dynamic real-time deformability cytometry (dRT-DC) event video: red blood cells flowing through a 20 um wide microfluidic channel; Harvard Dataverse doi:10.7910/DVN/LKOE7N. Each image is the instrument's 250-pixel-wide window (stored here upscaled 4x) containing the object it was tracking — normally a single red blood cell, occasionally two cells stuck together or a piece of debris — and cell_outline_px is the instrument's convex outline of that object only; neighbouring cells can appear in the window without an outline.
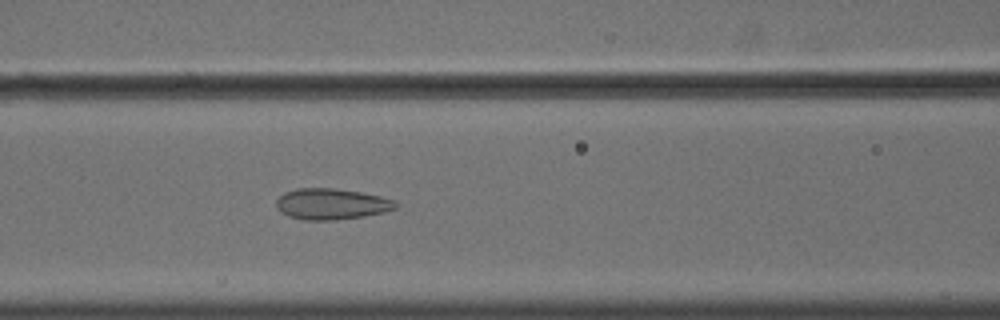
{"species": "common noctule bat (a hibernating species)", "species_latin": "Nyctalus noctula", "temperature_condition": "cold", "stored_images_in_passage": 45, "camera_frame_rate_fps": 3000, "um_per_image_px": 0.085, "animal": {"sex": "male", "body_mass_g": 18.8}, "frame": {"image": 1, "passage_image": 14, "time_ms": 4.333, "image_size_px": [1000, 320], "cell_outline_px": [[400, 204], [396, 208], [384, 212], [364, 216], [336, 220], [304, 220], [288, 216], [280, 212], [276, 208], [276, 200], [284, 192], [296, 188], [332, 188], [360, 192], [380, 196], [396, 200]], "centroid_in_image_um": [28.17, 17.34], "position_along_channel_um": 138.4, "area_um2": 21.79}}
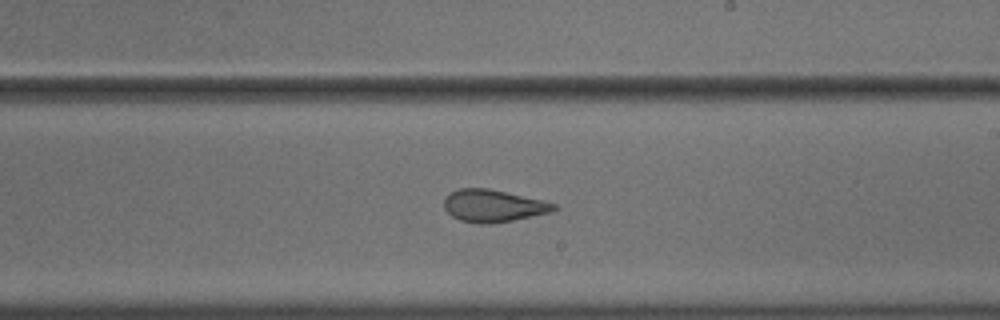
{"frame": {"image": 2, "passage_image": 23, "time_ms": 7.333, "image_size_px": [1000, 320], "cell_outline_px": [[556, 208], [552, 212], [512, 220], [488, 224], [480, 224], [460, 220], [452, 216], [444, 208], [444, 200], [452, 192], [460, 188], [488, 188], [540, 200], [556, 204]], "centroid_in_image_um": [41.9, 17.5], "position_along_channel_um": 247.1, "area_um2": 20.29}}
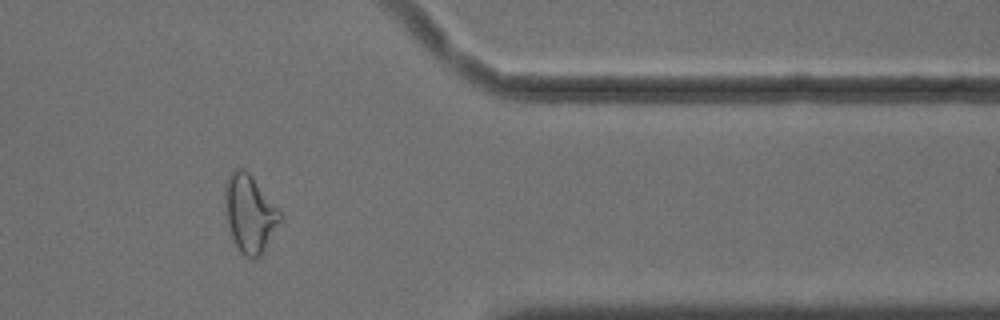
{"frame": {"image": 3, "passage_image": 36, "time_ms": 11.667, "image_size_px": [1000, 320], "cell_outline_px": [[280, 220], [260, 256], [252, 260], [244, 256], [240, 252], [232, 240], [228, 228], [224, 208], [224, 196], [228, 176], [232, 168], [244, 168], [252, 176], [280, 212]], "centroid_in_image_um": [21.16, 18.15], "position_along_channel_um": 390.2, "area_um2": 24.74}, "authors_computed_cell_mechanics": {"area_um2": 22.3108, "velocity_mm_per_s": 3.6286, "shape_relaxation_time_tau1_ms": null, "shape_relaxation_time_tau2_ms": 1.5508, "deformation_change_tau1": null, "deformation_change_tau2": 0.1006}}